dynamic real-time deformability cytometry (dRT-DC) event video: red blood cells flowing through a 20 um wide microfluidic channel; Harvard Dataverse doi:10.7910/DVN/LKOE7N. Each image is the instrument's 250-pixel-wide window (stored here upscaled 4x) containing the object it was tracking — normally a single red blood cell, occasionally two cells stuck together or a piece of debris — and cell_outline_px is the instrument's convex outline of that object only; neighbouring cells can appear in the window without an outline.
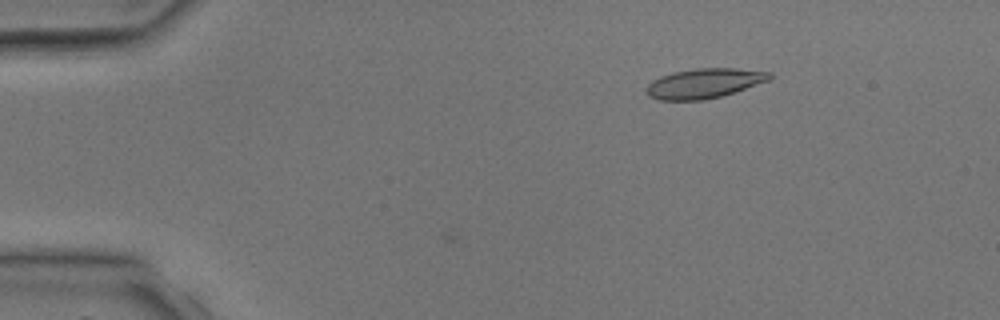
{"species": "common noctule bat (a hibernating species)", "species_latin": "Nyctalus noctula", "temperature_condition": "room temperature", "stored_images_in_passage": 2, "camera_frame_rate_fps": 3000, "um_per_image_px": 0.085, "animal": {"sex": "male", "body_mass_g": 17.9, "forearm_length_mm": 54.2}, "frame": {"image": 1, "passage_image": 2, "time_ms": 2.0, "image_size_px": [1000, 320], "cell_outline_px": [[772, 76], [768, 80], [720, 96], [704, 100], [656, 100], [648, 96], [648, 84], [652, 80], [660, 76], [672, 72], [696, 68], [736, 68], [772, 72]], "centroid_in_image_um": [59.82, 7.07], "position_along_channel_um": 25.2, "area_um2": 21.15}}